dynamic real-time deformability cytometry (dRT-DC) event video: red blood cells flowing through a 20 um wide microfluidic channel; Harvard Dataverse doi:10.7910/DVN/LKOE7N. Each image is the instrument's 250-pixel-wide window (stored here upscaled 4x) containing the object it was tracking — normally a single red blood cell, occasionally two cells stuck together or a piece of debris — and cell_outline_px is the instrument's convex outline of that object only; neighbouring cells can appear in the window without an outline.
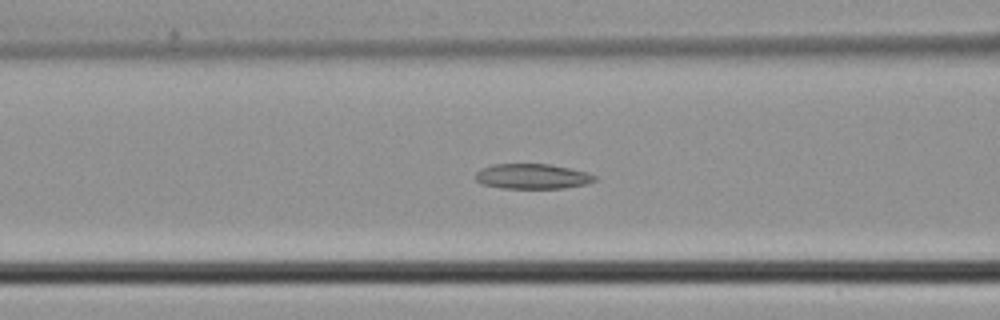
{"species": "common noctule bat (a hibernating species)", "species_latin": "Nyctalus noctula", "temperature_condition": "cold", "stored_images_in_passage": 44, "camera_frame_rate_fps": 3000, "um_per_image_px": 0.085, "animal": {"sex": "male", "body_mass_g": 21.5, "forearm_length_mm": 52.0}, "frame": {"image": 1, "passage_image": 18, "time_ms": 5.667, "image_size_px": [1000, 320], "cell_outline_px": [[596, 180], [584, 184], [564, 188], [500, 188], [480, 184], [476, 180], [476, 172], [480, 168], [492, 164], [548, 164], [568, 168], [584, 172], [596, 176]], "centroid_in_image_um": [45.17, 14.99], "position_along_channel_um": 121.4, "area_um2": 17.34}}
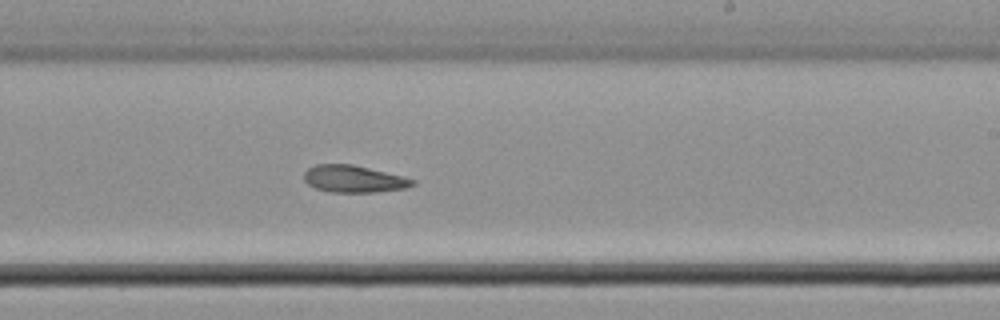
{"frame": {"image": 2, "passage_image": 27, "time_ms": 8.667, "image_size_px": [1000, 320], "cell_outline_px": [[416, 184], [404, 188], [376, 192], [332, 192], [316, 188], [308, 184], [304, 180], [304, 172], [308, 168], [316, 164], [352, 164], [404, 176], [416, 180]], "centroid_in_image_um": [30.08, 15.2], "position_along_channel_um": 258.9, "area_um2": 17.11}}
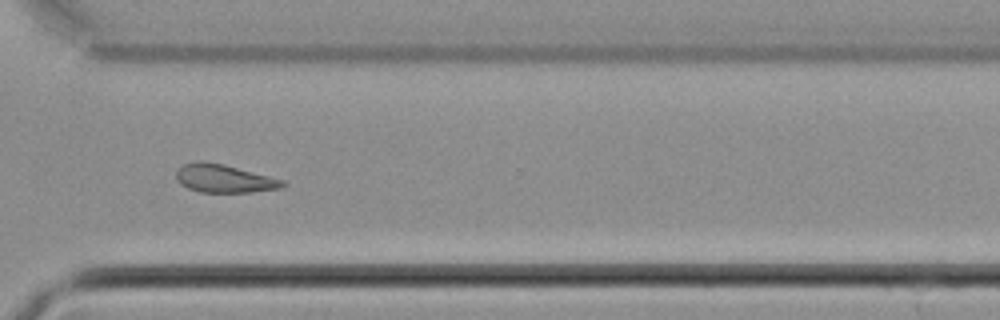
{"frame": {"image": 3, "passage_image": 33, "time_ms": 10.667, "image_size_px": [1000, 320], "cell_outline_px": [[288, 184], [280, 188], [252, 192], [200, 192], [188, 188], [180, 184], [176, 180], [176, 172], [184, 164], [200, 160], [224, 164], [284, 180]], "centroid_in_image_um": [19.05, 15.17], "position_along_channel_um": 351.6, "area_um2": 17.46}}